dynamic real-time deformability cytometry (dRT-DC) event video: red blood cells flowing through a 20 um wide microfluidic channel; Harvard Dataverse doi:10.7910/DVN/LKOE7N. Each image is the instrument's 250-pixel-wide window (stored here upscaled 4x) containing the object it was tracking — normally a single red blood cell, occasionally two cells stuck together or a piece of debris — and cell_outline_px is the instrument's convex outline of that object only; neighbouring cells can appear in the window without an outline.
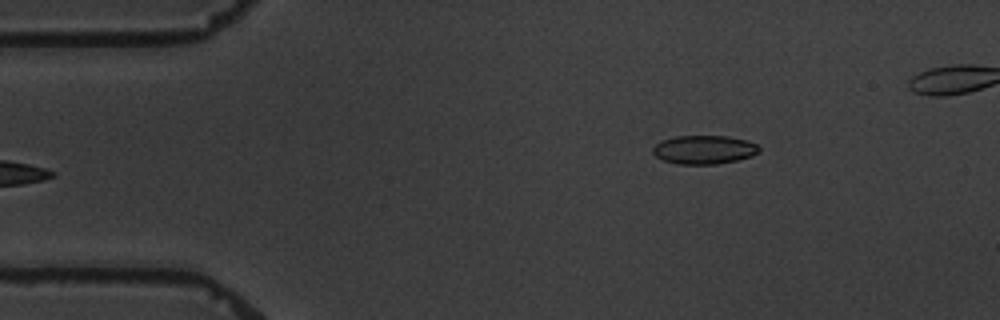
{"species": "common noctule bat (a hibernating species)", "species_latin": "Nyctalus noctula", "temperature_condition": "warm", "stored_images_in_passage": 5, "camera_frame_rate_fps": 3000, "um_per_image_px": 0.085, "animal": {"sex": "male", "body_mass_g": 19.5, "forearm_length_mm": 54.6}, "frame": {"image": 1, "passage_image": 5, "time_ms": 5.333, "image_size_px": [1000, 320], "cell_outline_px": [[760, 152], [752, 156], [736, 160], [716, 164], [676, 164], [664, 160], [656, 156], [652, 152], [652, 148], [660, 140], [676, 136], [728, 136], [748, 140], [756, 144], [760, 148]], "centroid_in_image_um": [59.85, 12.71], "position_along_channel_um": 25.1, "area_um2": 17.86}}